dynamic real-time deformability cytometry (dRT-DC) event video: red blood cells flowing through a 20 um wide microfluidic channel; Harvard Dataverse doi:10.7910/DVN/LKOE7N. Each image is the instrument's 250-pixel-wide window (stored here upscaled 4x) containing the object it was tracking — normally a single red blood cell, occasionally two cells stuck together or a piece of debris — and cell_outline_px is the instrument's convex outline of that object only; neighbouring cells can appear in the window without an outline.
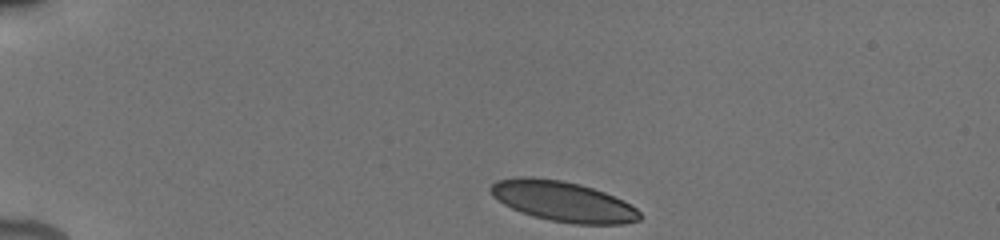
{"species": "human", "species_latin": "Homo sapiens", "temperature_condition": "cold", "stored_images_in_passage": 11, "camera_frame_rate_fps": 3000, "um_per_image_px": 0.085, "donor": {"sex": "male"}, "frame": {"image": 1, "passage_image": 1, "time_ms": 0.0, "image_size_px": [1000, 240], "cell_outline_px": [[640, 220], [624, 224], [572, 224], [532, 216], [520, 212], [504, 204], [492, 196], [488, 188], [496, 180], [520, 176], [532, 176], [560, 180], [580, 184], [604, 192], [624, 200], [636, 208], [640, 212]], "centroid_in_image_um": [47.83, 17.11], "position_along_channel_um": 37.2, "area_um2": 35.14}}
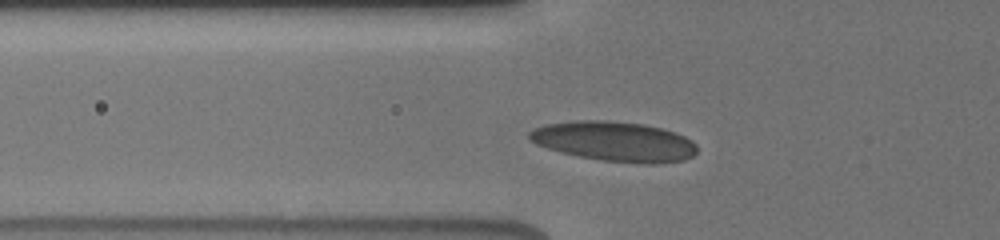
{"frame": {"image": 2, "passage_image": 8, "time_ms": 2.667, "image_size_px": [1000, 240], "cell_outline_px": [[696, 152], [692, 156], [684, 160], [656, 164], [648, 164], [604, 160], [580, 156], [560, 152], [536, 144], [528, 140], [528, 132], [532, 128], [548, 124], [576, 120], [608, 120], [644, 124], [676, 132], [692, 140], [696, 144]], "centroid_in_image_um": [52.22, 12.01], "position_along_channel_um": 73.6, "area_um2": 38.96}}